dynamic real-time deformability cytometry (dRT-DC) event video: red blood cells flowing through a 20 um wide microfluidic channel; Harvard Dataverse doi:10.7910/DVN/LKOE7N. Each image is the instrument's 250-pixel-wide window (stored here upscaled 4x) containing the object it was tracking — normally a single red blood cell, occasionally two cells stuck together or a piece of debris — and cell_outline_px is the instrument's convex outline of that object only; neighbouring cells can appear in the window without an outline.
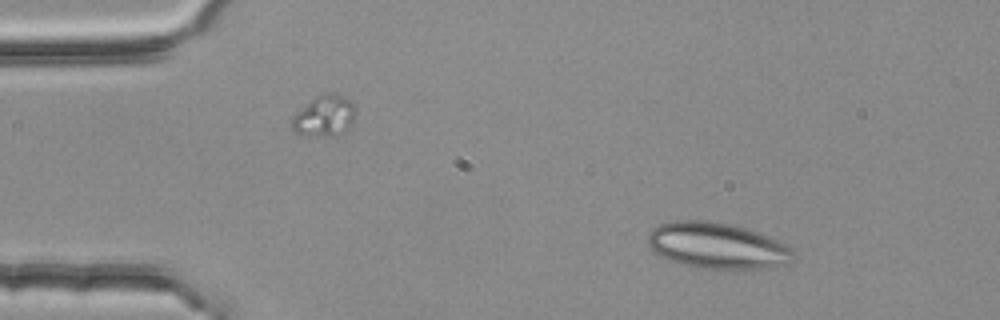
{"species": "common noctule bat (a hibernating species)", "species_latin": "Nyctalus noctula", "temperature_condition": "room temperature", "stored_images_in_passage": 3, "camera_frame_rate_fps": 3000, "um_per_image_px": 0.085, "animal": {"sex": "female", "body_mass_g": 25.1}, "frame": {"image": 1, "passage_image": 1, "time_ms": 0.0, "image_size_px": [1000, 320], "cell_outline_px": [[796, 256], [792, 260], [784, 264], [768, 268], [700, 268], [680, 264], [660, 256], [652, 252], [648, 244], [648, 232], [652, 228], [660, 224], [676, 220], [708, 220], [728, 224], [744, 228], [756, 232], [776, 240], [792, 248]], "centroid_in_image_um": [60.91, 20.88], "position_along_channel_um": 24.1, "area_um2": 38.9}}